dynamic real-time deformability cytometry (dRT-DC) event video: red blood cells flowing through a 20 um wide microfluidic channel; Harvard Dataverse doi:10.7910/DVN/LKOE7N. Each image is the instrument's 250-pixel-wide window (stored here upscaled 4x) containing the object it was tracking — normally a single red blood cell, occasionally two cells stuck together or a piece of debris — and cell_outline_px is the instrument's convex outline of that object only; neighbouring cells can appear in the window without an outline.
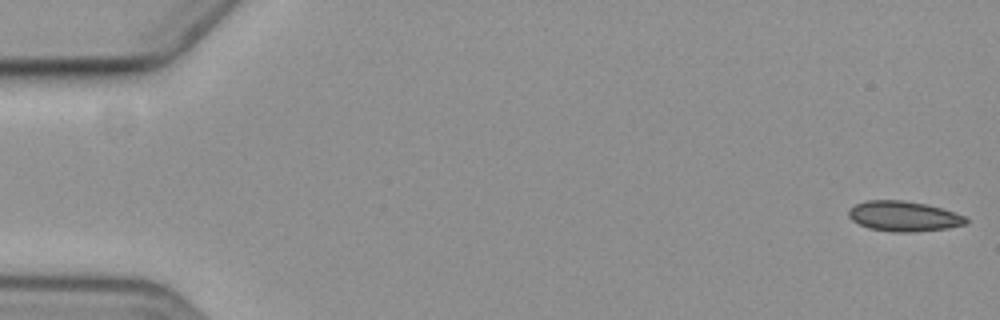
{"species": "common noctule bat (a hibernating species)", "species_latin": "Nyctalus noctula", "temperature_condition": "cold", "stored_images_in_passage": 3, "camera_frame_rate_fps": 3000, "um_per_image_px": 0.085, "animal": {"sex": "female", "body_mass_g": 19.3, "forearm_length_mm": 54.1}, "frame": {"image": 1, "passage_image": 1, "time_ms": 0.0, "image_size_px": [1000, 320], "cell_outline_px": [[968, 224], [948, 228], [912, 232], [892, 232], [868, 228], [852, 220], [848, 216], [848, 212], [856, 204], [868, 200], [900, 200], [924, 204], [940, 208], [964, 216], [968, 220]], "centroid_in_image_um": [76.81, 18.39], "position_along_channel_um": 8.2, "area_um2": 20.4}}